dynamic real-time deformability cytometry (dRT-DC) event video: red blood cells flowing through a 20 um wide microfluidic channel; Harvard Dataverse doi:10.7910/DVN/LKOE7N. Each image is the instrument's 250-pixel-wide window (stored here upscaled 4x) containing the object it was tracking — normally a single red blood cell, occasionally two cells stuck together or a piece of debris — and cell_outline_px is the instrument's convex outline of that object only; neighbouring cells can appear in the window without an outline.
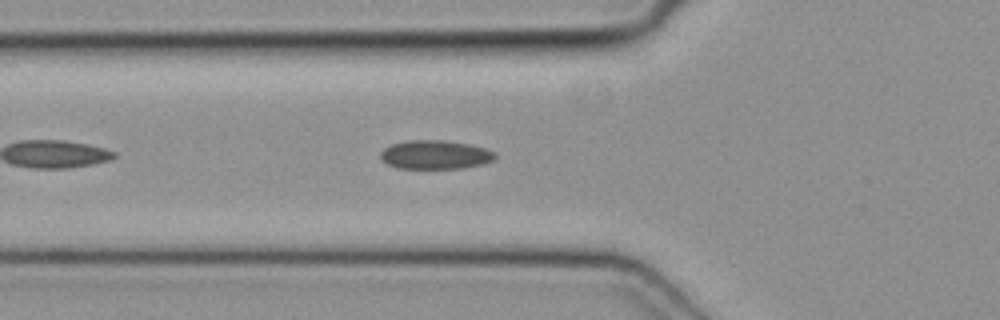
{"species": "common noctule bat (a hibernating species)", "species_latin": "Nyctalus noctula", "temperature_condition": "cold", "stored_images_in_passage": 39, "segment_of_instrument_passage": [1, 2], "camera_frame_rate_fps": 3000, "um_per_image_px": 0.085, "animal": {"sex": "female", "body_mass_g": 19.3, "forearm_length_mm": 54.1}, "frame": {"image": 1, "passage_image": 6, "time_ms": 1.667, "image_size_px": [1000, 320], "cell_outline_px": [[496, 160], [484, 164], [464, 168], [396, 168], [380, 160], [380, 152], [384, 148], [392, 144], [408, 140], [444, 140], [468, 144], [484, 148], [496, 152]], "centroid_in_image_um": [37.01, 13.15], "position_along_channel_um": 88.8, "area_um2": 19.42}}
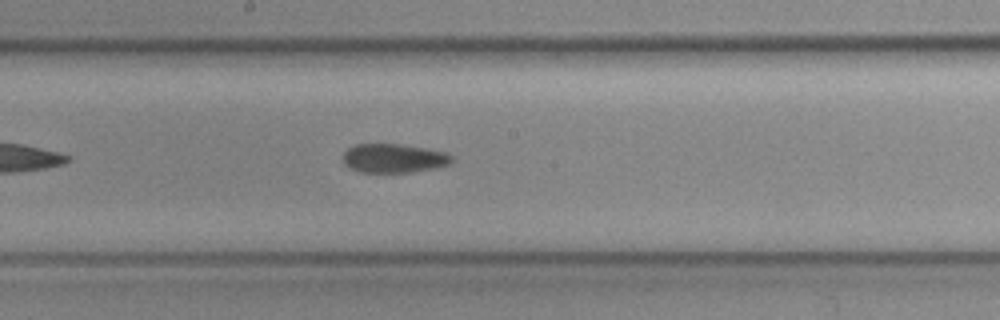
{"frame": {"image": 2, "passage_image": 15, "time_ms": 4.667, "image_size_px": [1000, 320], "cell_outline_px": [[456, 156], [448, 164], [436, 168], [412, 172], [360, 172], [352, 168], [344, 160], [344, 152], [348, 148], [356, 144], [400, 144], [424, 148], [444, 152]], "centroid_in_image_um": [33.52, 13.45], "position_along_channel_um": 214.7, "area_um2": 18.15}}
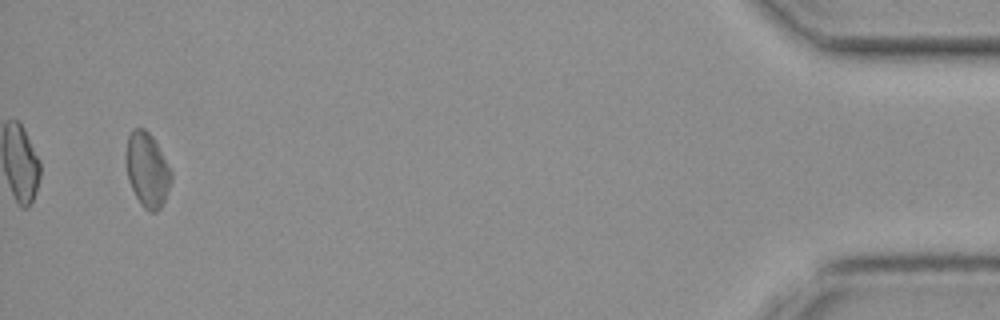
{"frame": {"image": 3, "passage_image": 36, "time_ms": 11.667, "image_size_px": [1000, 320], "cell_outline_px": [[172, 180], [168, 192], [160, 208], [156, 212], [152, 212], [144, 208], [140, 204], [128, 180], [124, 156], [128, 136], [132, 128], [144, 128], [152, 136], [172, 172]], "centroid_in_image_um": [12.49, 14.42], "position_along_channel_um": 422.7, "area_um2": 19.71}}